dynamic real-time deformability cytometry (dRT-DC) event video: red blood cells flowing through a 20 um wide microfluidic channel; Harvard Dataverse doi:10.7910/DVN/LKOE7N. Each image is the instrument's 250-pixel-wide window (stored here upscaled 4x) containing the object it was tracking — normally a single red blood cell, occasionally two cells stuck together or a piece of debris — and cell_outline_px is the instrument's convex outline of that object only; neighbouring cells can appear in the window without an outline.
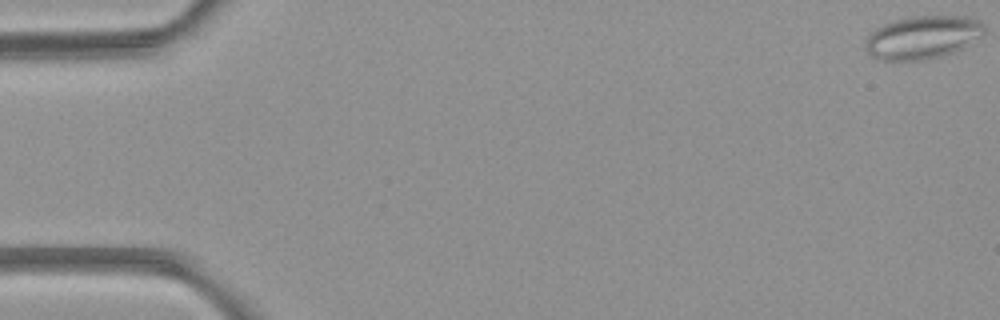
{"species": "common noctule bat (a hibernating species)", "species_latin": "Nyctalus noctula", "temperature_condition": "room temperature", "stored_images_in_passage": 7, "camera_frame_rate_fps": 3000, "um_per_image_px": 0.085, "animal": {"sex": "female", "body_mass_g": 21.9}, "frame": {"image": 1, "passage_image": 1, "time_ms": 0.0, "image_size_px": [1000, 320], "cell_outline_px": [[984, 32], [964, 48], [956, 52], [944, 56], [924, 60], [880, 60], [872, 56], [864, 48], [864, 44], [868, 36], [876, 28], [892, 20], [912, 16], [964, 16], [980, 20], [984, 24]], "centroid_in_image_um": [78.42, 3.18], "position_along_channel_um": 6.6, "area_um2": 30.06}}